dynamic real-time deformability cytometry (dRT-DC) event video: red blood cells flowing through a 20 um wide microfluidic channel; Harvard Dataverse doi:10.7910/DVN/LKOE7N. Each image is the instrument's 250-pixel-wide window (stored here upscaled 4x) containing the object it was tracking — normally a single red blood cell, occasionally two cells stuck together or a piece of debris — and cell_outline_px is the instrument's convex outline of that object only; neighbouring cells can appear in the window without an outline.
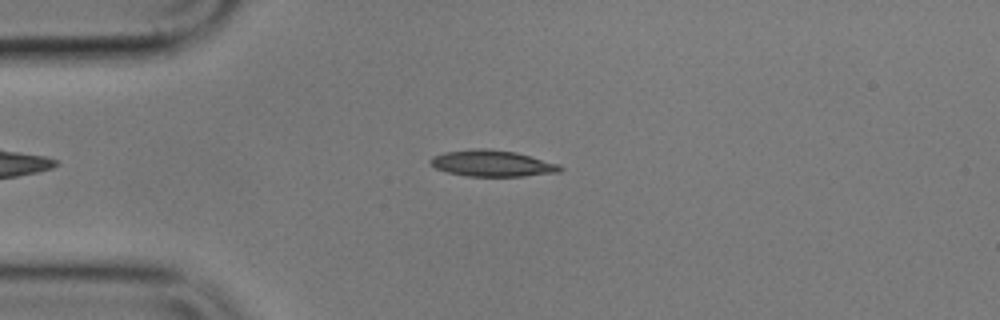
{"species": "common noctule bat (a hibernating species)", "species_latin": "Nyctalus noctula", "temperature_condition": "cold", "stored_images_in_passage": 10, "camera_frame_rate_fps": 3000, "um_per_image_px": 0.085, "animal": {"sex": "male", "body_mass_g": 17.9}, "frame": {"image": 1, "passage_image": 4, "time_ms": 3.333, "image_size_px": [1000, 320], "cell_outline_px": [[564, 168], [560, 172], [524, 176], [468, 176], [448, 172], [436, 168], [428, 160], [432, 156], [444, 152], [476, 148], [488, 148], [516, 152], [560, 164]], "centroid_in_image_um": [41.86, 13.88], "position_along_channel_um": 43.1, "area_um2": 19.94}}
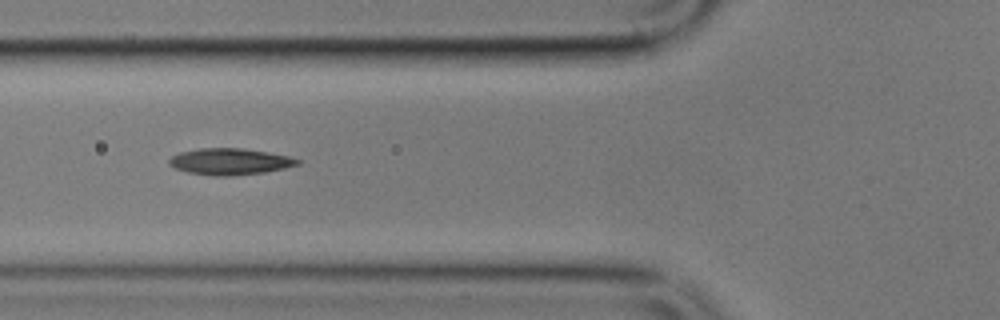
{"frame": {"image": 2, "passage_image": 6, "time_ms": 5.667, "image_size_px": [1000, 320], "cell_outline_px": [[300, 164], [284, 168], [264, 172], [232, 176], [216, 176], [188, 172], [176, 168], [168, 164], [168, 160], [172, 156], [180, 152], [200, 148], [244, 148], [268, 152], [288, 156], [300, 160]], "centroid_in_image_um": [19.54, 13.73], "position_along_channel_um": 106.3, "area_um2": 19.71}}
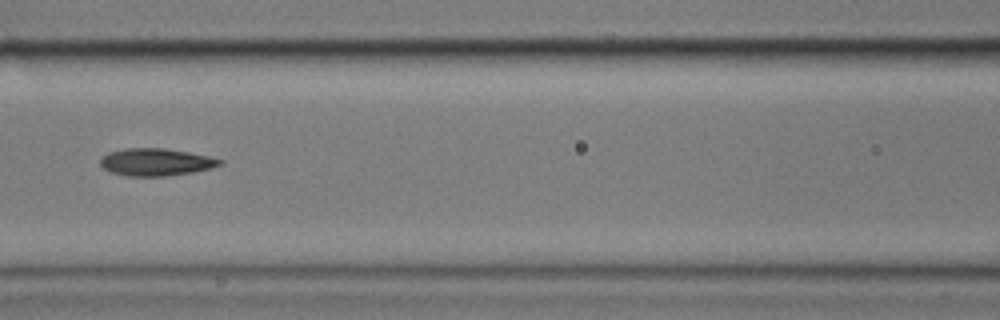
{"frame": {"image": 3, "passage_image": 7, "time_ms": 7.0, "image_size_px": [1000, 320], "cell_outline_px": [[224, 164], [212, 168], [192, 172], [164, 176], [128, 176], [112, 172], [104, 168], [100, 164], [100, 156], [108, 152], [124, 148], [164, 148], [188, 152], [208, 156], [224, 160]], "centroid_in_image_um": [13.25, 13.77], "position_along_channel_um": 153.3, "area_um2": 19.13}}